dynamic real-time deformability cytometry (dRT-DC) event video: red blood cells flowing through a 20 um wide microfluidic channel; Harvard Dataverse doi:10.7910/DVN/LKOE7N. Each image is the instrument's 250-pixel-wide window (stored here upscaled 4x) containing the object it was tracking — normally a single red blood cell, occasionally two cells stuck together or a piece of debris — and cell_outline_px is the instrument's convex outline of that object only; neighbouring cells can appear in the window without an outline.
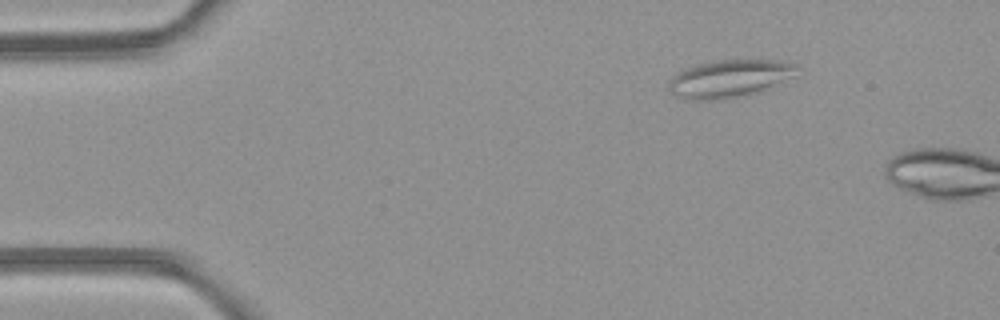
{"species": "common noctule bat (a hibernating species)", "species_latin": "Nyctalus noctula", "temperature_condition": "room temperature", "stored_images_in_passage": 4, "camera_frame_rate_fps": 3000, "um_per_image_px": 0.085, "animal": {"sex": "female", "body_mass_g": 21.9}, "frame": {"image": 1, "passage_image": 1, "time_ms": 0.0, "image_size_px": [1000, 320], "cell_outline_px": [[796, 64], [792, 76], [756, 92], [716, 100], [692, 100], [672, 92], [668, 88], [668, 80], [676, 72], [684, 68], [716, 60], [772, 60]], "centroid_in_image_um": [61.9, 6.66], "position_along_channel_um": 23.1, "area_um2": 27.17}}